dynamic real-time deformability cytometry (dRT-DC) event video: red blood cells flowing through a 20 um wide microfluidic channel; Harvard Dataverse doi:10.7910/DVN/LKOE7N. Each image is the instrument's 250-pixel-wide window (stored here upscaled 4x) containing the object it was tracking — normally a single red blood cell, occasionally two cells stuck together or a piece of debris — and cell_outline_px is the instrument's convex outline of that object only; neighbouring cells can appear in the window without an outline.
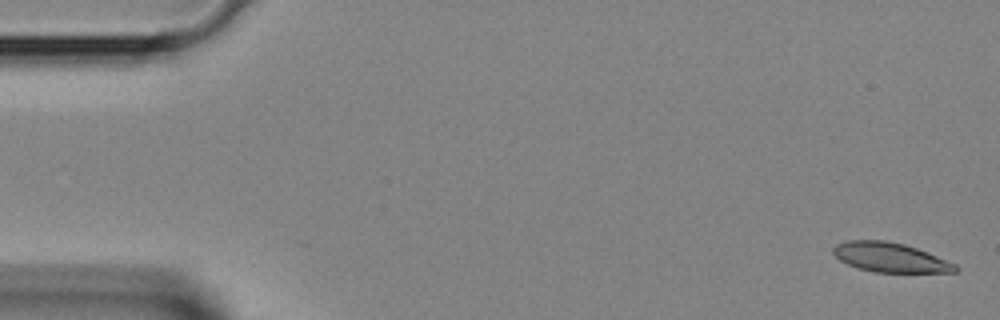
{"species": "Egyptian fruit bat (a non-hibernating species)", "species_latin": "Rousettus aegyptiacus", "temperature_condition": "room temperature", "stored_images_in_passage": 4, "camera_frame_rate_fps": 3000, "um_per_image_px": 0.085, "animal": {"sex": "female"}, "frame": {"image": 1, "passage_image": 1, "time_ms": 0.0, "image_size_px": [1000, 320], "cell_outline_px": [[960, 268], [956, 272], [876, 272], [860, 268], [848, 264], [840, 260], [832, 252], [832, 248], [836, 244], [848, 240], [884, 240], [904, 244], [928, 252], [956, 264]], "centroid_in_image_um": [75.68, 21.87], "position_along_channel_um": 9.3, "area_um2": 20.87}}
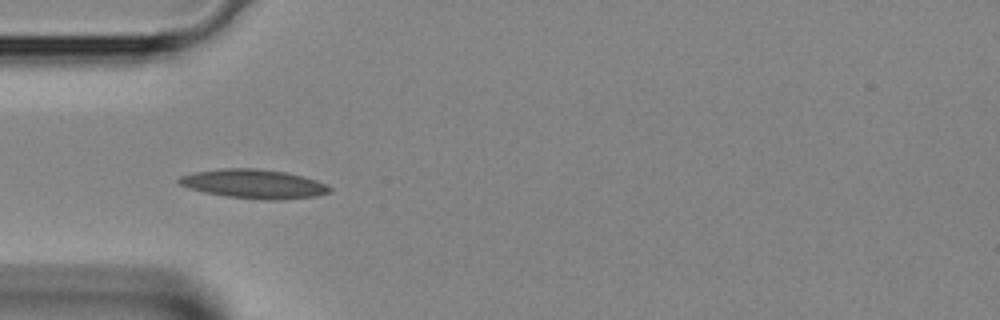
{"frame": {"image": 2, "passage_image": 4, "time_ms": 1.0, "image_size_px": [1000, 320], "cell_outline_px": [[332, 192], [316, 196], [276, 200], [268, 200], [228, 196], [204, 192], [188, 188], [180, 184], [176, 180], [180, 176], [196, 172], [224, 168], [256, 168], [284, 172], [304, 176], [328, 184], [332, 188]], "centroid_in_image_um": [21.62, 15.63], "position_along_channel_um": 63.4, "area_um2": 25.43}}